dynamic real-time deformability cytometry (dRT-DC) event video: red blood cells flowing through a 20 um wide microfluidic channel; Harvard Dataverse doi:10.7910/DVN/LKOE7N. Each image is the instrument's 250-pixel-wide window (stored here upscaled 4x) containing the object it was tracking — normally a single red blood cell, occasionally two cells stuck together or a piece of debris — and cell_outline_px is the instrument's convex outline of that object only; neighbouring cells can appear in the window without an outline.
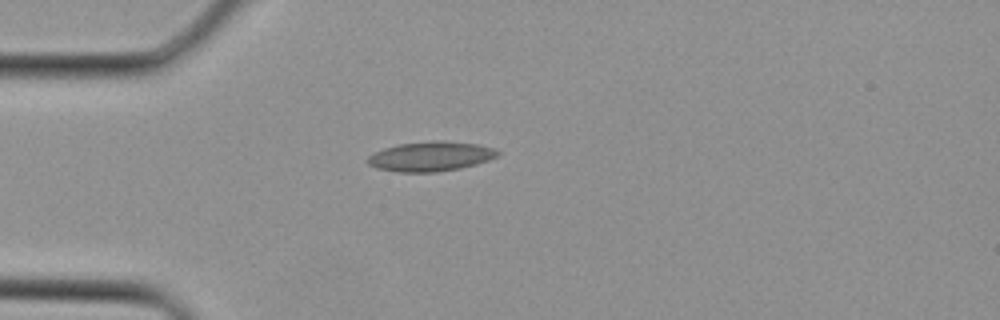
{"species": "Egyptian fruit bat (a non-hibernating species)", "species_latin": "Rousettus aegyptiacus", "temperature_condition": "cold", "stored_images_in_passage": 1, "camera_frame_rate_fps": 3000, "um_per_image_px": 0.085, "animal": {"sex": "female"}, "frame": {"image": 1, "passage_image": 1, "time_ms": 0.0, "image_size_px": [1000, 320], "cell_outline_px": [[500, 152], [496, 156], [488, 160], [476, 164], [460, 168], [436, 172], [396, 172], [376, 168], [368, 164], [364, 160], [368, 156], [384, 148], [400, 144], [432, 140], [444, 140], [476, 144], [496, 148]], "centroid_in_image_um": [36.59, 13.29], "position_along_channel_um": 48.4, "area_um2": 22.6}}